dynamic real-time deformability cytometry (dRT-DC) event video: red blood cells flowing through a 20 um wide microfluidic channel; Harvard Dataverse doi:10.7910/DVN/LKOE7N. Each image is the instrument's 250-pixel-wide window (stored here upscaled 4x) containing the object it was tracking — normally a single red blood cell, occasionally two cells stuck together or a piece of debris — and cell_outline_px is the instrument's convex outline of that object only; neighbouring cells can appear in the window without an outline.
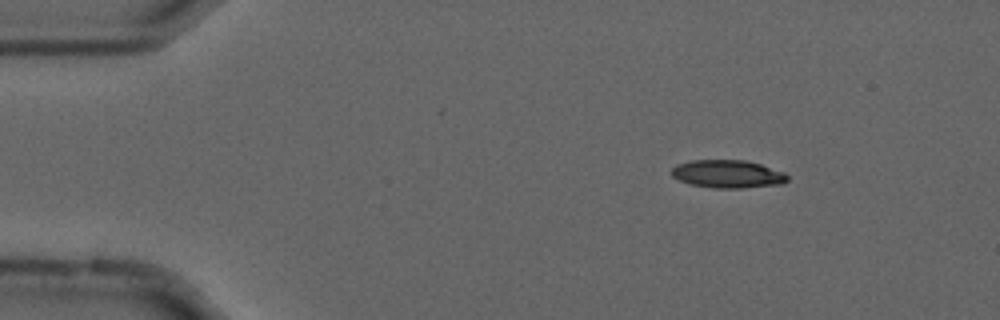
{"species": "common noctule bat (a hibernating species)", "species_latin": "Nyctalus noctula", "temperature_condition": "cold", "stored_images_in_passage": 12, "camera_frame_rate_fps": 3000, "um_per_image_px": 0.085, "animal": {"sex": "male", "forearm_length_mm": 52.5}, "frame": {"image": 1, "passage_image": 1, "time_ms": 0.0, "image_size_px": [1000, 320], "cell_outline_px": [[788, 180], [784, 184], [740, 188], [712, 188], [688, 184], [672, 176], [672, 168], [676, 164], [692, 160], [744, 160], [760, 164], [784, 172], [788, 176]], "centroid_in_image_um": [61.85, 14.79], "position_along_channel_um": 23.1, "area_um2": 18.96}}
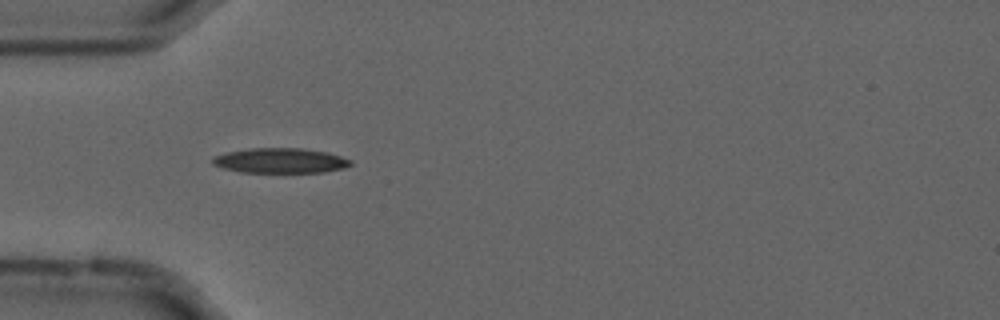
{"frame": {"image": 2, "passage_image": 10, "time_ms": 3.0, "image_size_px": [1000, 320], "cell_outline_px": [[352, 164], [344, 168], [324, 172], [240, 172], [224, 168], [212, 164], [212, 156], [228, 152], [252, 148], [304, 148], [324, 152], [340, 156], [352, 160]], "centroid_in_image_um": [23.82, 13.65], "position_along_channel_um": 61.2, "area_um2": 20.0}}